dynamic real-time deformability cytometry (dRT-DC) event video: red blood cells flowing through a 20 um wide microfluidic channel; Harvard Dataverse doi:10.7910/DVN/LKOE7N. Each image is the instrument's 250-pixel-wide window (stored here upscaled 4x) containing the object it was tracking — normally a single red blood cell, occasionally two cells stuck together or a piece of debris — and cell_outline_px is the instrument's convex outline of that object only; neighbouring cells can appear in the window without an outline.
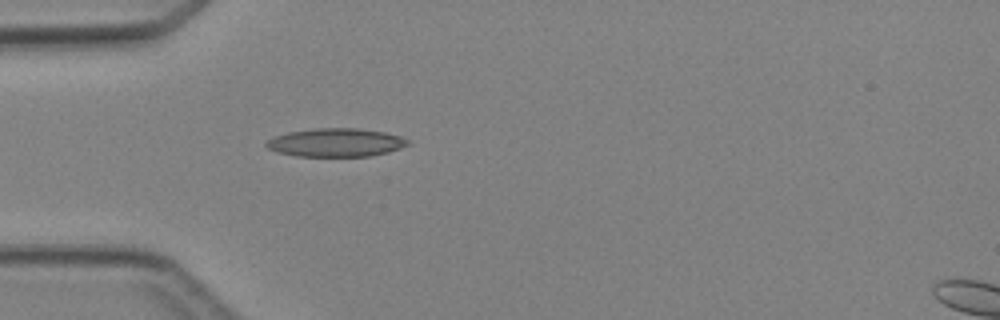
{"species": "Egyptian fruit bat (a non-hibernating species)", "species_latin": "Rousettus aegyptiacus", "temperature_condition": "cold", "stored_images_in_passage": 5, "camera_frame_rate_fps": 3000, "um_per_image_px": 0.085, "animal": {"sex": "female"}, "frame": {"image": 1, "passage_image": 4, "time_ms": 3.667, "image_size_px": [1000, 320], "cell_outline_px": [[412, 144], [388, 152], [368, 156], [296, 156], [276, 152], [268, 148], [264, 144], [272, 136], [288, 132], [316, 128], [360, 128], [384, 132], [400, 136], [408, 140]], "centroid_in_image_um": [28.53, 12.11], "position_along_channel_um": 56.5, "area_um2": 23.52}}